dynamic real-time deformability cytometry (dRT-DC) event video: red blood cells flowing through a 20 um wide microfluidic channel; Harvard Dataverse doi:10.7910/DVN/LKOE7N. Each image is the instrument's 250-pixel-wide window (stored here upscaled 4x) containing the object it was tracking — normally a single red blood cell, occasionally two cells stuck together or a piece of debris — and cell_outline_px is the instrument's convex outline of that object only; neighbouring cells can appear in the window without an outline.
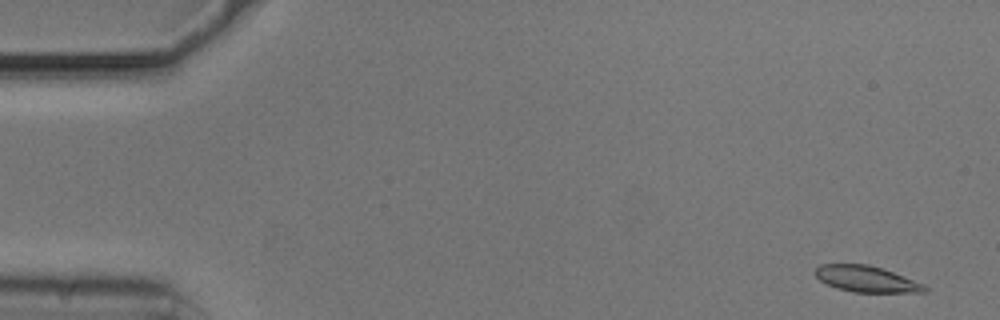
{"species": "common noctule bat (a hibernating species)", "species_latin": "Nyctalus noctula", "temperature_condition": "cold", "stored_images_in_passage": 20, "camera_frame_rate_fps": 3000, "um_per_image_px": 0.085, "animal": {"sex": "male", "body_mass_g": 20.5, "forearm_length_mm": 52.5}, "frame": {"image": 1, "passage_image": 2, "time_ms": 0.333, "image_size_px": [1000, 320], "cell_outline_px": [[928, 292], [852, 292], [836, 288], [820, 280], [812, 272], [820, 264], [868, 264], [892, 272], [924, 284], [928, 288]], "centroid_in_image_um": [73.61, 23.71], "position_along_channel_um": 11.4, "area_um2": 16.59}}
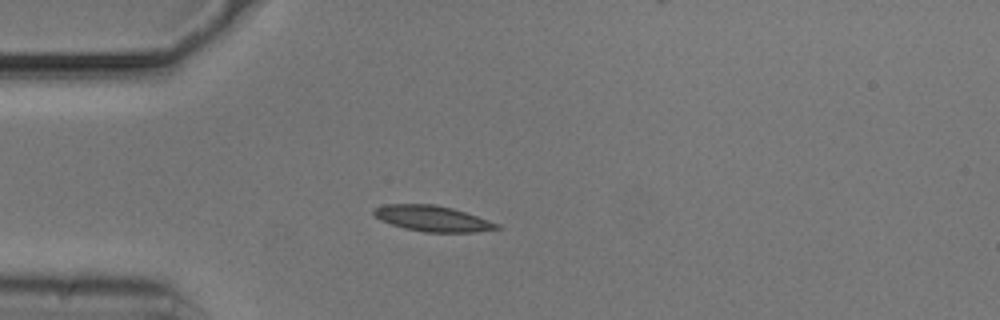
{"frame": {"image": 2, "passage_image": 14, "time_ms": 4.333, "image_size_px": [1000, 320], "cell_outline_px": [[504, 228], [476, 232], [424, 232], [404, 228], [380, 220], [372, 212], [376, 208], [384, 204], [436, 204], [452, 208], [500, 224]], "centroid_in_image_um": [36.79, 18.58], "position_along_channel_um": 48.2, "area_um2": 18.38}}
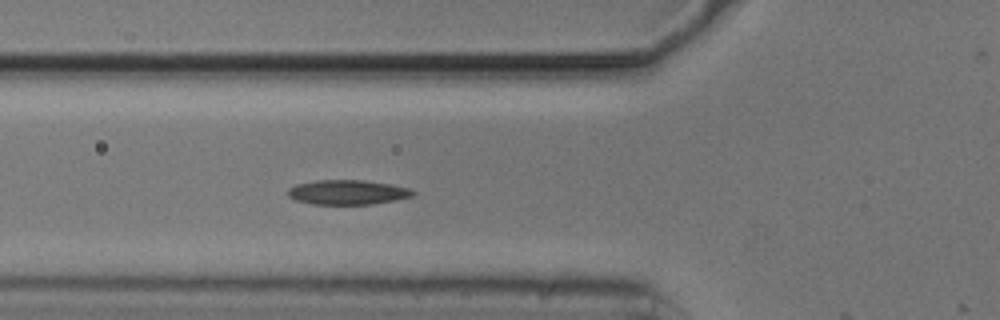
{"frame": {"image": 3, "passage_image": 19, "time_ms": 6.0, "image_size_px": [1000, 320], "cell_outline_px": [[416, 192], [412, 196], [372, 204], [312, 204], [296, 200], [288, 196], [288, 188], [296, 184], [316, 180], [364, 180], [388, 184], [408, 188]], "centroid_in_image_um": [29.49, 16.34], "position_along_channel_um": 96.3, "area_um2": 17.74}}